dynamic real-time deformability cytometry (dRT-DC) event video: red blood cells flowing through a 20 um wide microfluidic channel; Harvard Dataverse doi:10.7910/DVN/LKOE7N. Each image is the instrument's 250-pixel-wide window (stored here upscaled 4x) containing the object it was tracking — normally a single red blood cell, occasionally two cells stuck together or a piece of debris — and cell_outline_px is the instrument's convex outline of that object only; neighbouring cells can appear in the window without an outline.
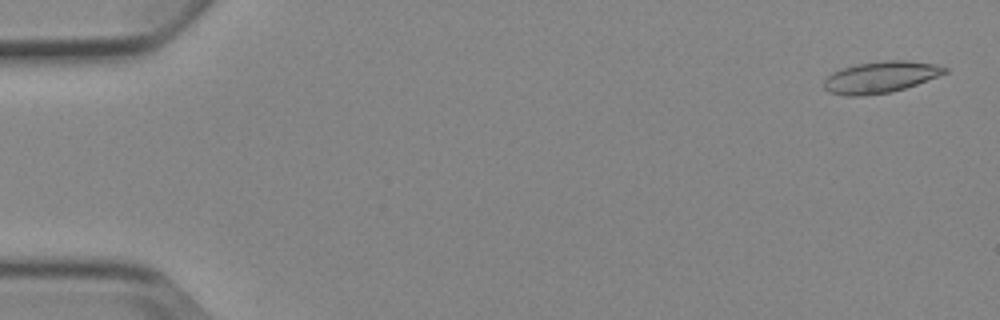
{"species": "Egyptian fruit bat (a non-hibernating species)", "species_latin": "Rousettus aegyptiacus", "temperature_condition": "cold", "stored_images_in_passage": 6, "camera_frame_rate_fps": 3000, "um_per_image_px": 0.085, "animal": {"sex": "female"}, "frame": {"image": 1, "passage_image": 1, "time_ms": 0.0, "image_size_px": [1000, 320], "cell_outline_px": [[948, 72], [916, 84], [892, 92], [864, 96], [844, 96], [828, 92], [824, 88], [824, 80], [832, 72], [840, 68], [856, 64], [888, 60], [904, 60], [936, 64], [948, 68]], "centroid_in_image_um": [74.81, 6.56], "position_along_channel_um": 10.2, "area_um2": 22.25}}
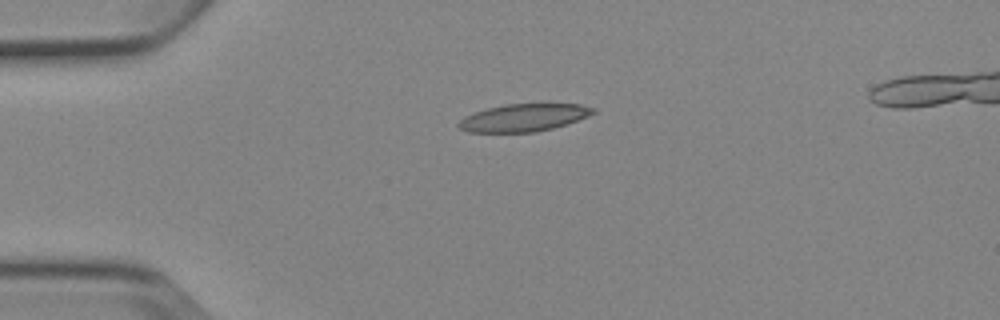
{"frame": {"image": 2, "passage_image": 4, "time_ms": 3.667, "image_size_px": [1000, 320], "cell_outline_px": [[596, 112], [588, 116], [552, 128], [536, 132], [468, 132], [460, 128], [456, 124], [464, 116], [488, 108], [504, 104], [548, 100], [580, 104], [596, 108]], "centroid_in_image_um": [44.59, 9.93], "position_along_channel_um": 40.4, "area_um2": 22.48}}